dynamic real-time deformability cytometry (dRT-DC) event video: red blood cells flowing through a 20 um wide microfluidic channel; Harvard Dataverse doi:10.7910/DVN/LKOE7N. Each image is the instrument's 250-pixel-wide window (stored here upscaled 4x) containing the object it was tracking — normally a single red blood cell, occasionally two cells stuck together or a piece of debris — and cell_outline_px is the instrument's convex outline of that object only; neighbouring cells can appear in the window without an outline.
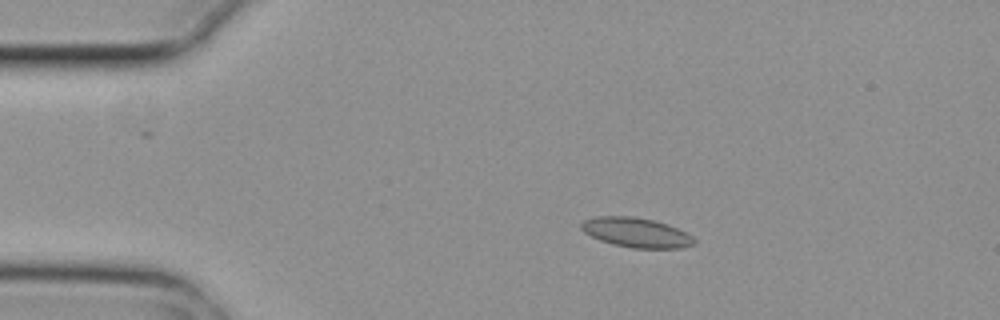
{"species": "common noctule bat (a hibernating species)", "species_latin": "Nyctalus noctula", "temperature_condition": "cold", "stored_images_in_passage": 8, "camera_frame_rate_fps": 3000, "um_per_image_px": 0.085, "animal": {"sex": "female", "body_mass_g": 29.2, "forearm_length_mm": 56.3}, "frame": {"image": 1, "passage_image": 4, "time_ms": 1.0, "image_size_px": [1000, 320], "cell_outline_px": [[696, 244], [680, 248], [632, 248], [612, 244], [600, 240], [584, 232], [580, 228], [580, 224], [584, 220], [596, 216], [632, 216], [652, 220], [668, 224], [692, 236], [696, 240]], "centroid_in_image_um": [54.07, 19.77], "position_along_channel_um": 30.9, "area_um2": 19.48}}
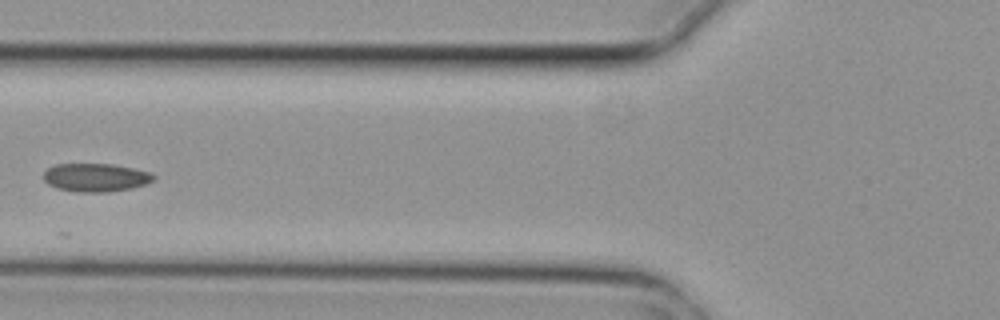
{"frame": {"image": 2, "passage_image": 7, "time_ms": 2.0, "image_size_px": [1000, 320], "cell_outline_px": [[156, 180], [148, 184], [132, 188], [108, 192], [76, 192], [56, 188], [48, 184], [44, 180], [44, 172], [48, 168], [56, 164], [112, 164], [152, 172], [156, 176]], "centroid_in_image_um": [8.18, 15.09], "position_along_channel_um": 117.6, "area_um2": 18.38}}
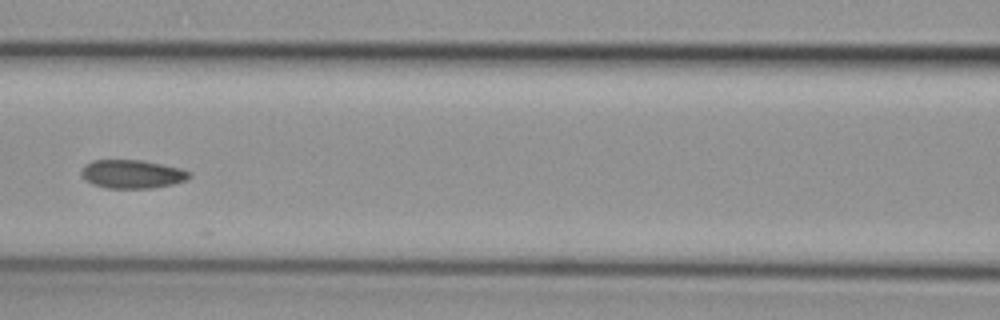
{"frame": {"image": 3, "passage_image": 8, "time_ms": 2.333, "image_size_px": [1000, 320], "cell_outline_px": [[192, 176], [188, 180], [172, 184], [152, 188], [104, 188], [92, 184], [84, 180], [80, 176], [80, 172], [84, 164], [92, 160], [140, 160], [180, 168], [192, 172]], "centroid_in_image_um": [11.2, 14.8], "position_along_channel_um": 155.4, "area_um2": 18.21}}